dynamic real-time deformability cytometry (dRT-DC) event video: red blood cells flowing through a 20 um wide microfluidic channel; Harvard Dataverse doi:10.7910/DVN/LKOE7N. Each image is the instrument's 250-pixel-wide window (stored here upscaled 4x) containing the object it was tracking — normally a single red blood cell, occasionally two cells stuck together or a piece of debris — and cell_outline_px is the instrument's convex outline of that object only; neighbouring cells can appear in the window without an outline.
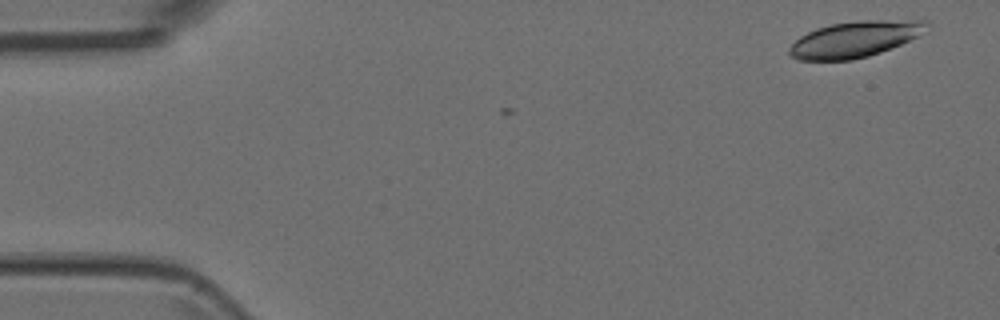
{"species": "Egyptian fruit bat (a non-hibernating species)", "species_latin": "Rousettus aegyptiacus", "temperature_condition": "room temperature", "stored_images_in_passage": 5, "camera_frame_rate_fps": 3000, "um_per_image_px": 0.085, "animal": {"sex": "female"}, "frame": {"image": 1, "passage_image": 1, "time_ms": 0.0, "image_size_px": [1000, 320], "cell_outline_px": [[932, 28], [900, 44], [880, 52], [868, 56], [852, 60], [796, 60], [788, 56], [788, 48], [800, 36], [816, 28], [832, 24], [860, 20], [928, 20], [932, 24]], "centroid_in_image_um": [72.67, 3.33], "position_along_channel_um": 12.3, "area_um2": 29.02}}
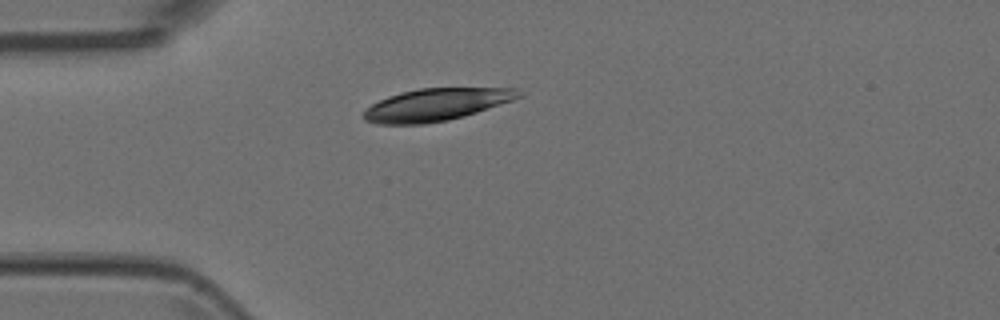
{"frame": {"image": 2, "passage_image": 4, "time_ms": 1.0, "image_size_px": [1000, 320], "cell_outline_px": [[524, 96], [464, 116], [448, 120], [424, 124], [376, 124], [364, 120], [360, 116], [372, 104], [388, 96], [420, 88], [516, 88], [524, 92]], "centroid_in_image_um": [37.08, 8.9], "position_along_channel_um": 47.9, "area_um2": 29.13}}